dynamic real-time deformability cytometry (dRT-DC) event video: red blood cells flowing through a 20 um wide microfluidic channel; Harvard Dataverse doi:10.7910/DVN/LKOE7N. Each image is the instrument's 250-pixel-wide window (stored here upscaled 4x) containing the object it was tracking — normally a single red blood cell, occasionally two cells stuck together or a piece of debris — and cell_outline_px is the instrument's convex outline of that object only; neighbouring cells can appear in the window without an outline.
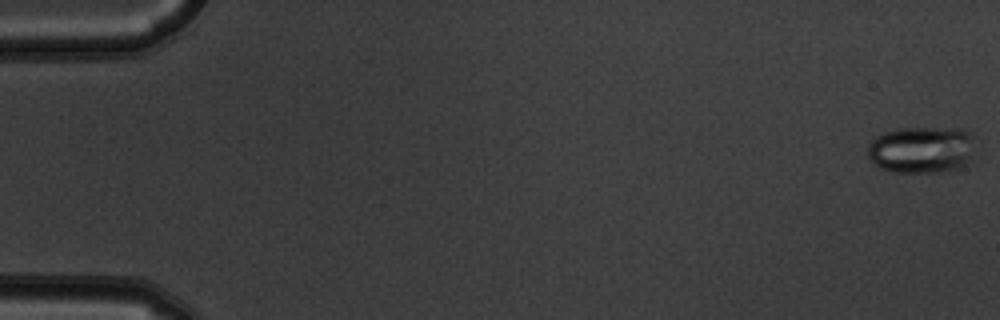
{"species": "common noctule bat (a hibernating species)", "species_latin": "Nyctalus noctula", "temperature_condition": "warm", "stored_images_in_passage": 6, "camera_frame_rate_fps": 3000, "um_per_image_px": 0.085, "animal": {"sex": "male", "body_mass_g": 19.5, "forearm_length_mm": 54.6}, "frame": {"image": 1, "passage_image": 1, "time_ms": 0.0, "image_size_px": [1000, 320], "cell_outline_px": [[972, 160], [960, 168], [944, 172], [892, 172], [880, 168], [868, 160], [868, 144], [876, 136], [884, 132], [900, 128], [960, 128], [972, 132]], "centroid_in_image_um": [78.33, 12.73], "position_along_channel_um": 6.7, "area_um2": 29.82}}